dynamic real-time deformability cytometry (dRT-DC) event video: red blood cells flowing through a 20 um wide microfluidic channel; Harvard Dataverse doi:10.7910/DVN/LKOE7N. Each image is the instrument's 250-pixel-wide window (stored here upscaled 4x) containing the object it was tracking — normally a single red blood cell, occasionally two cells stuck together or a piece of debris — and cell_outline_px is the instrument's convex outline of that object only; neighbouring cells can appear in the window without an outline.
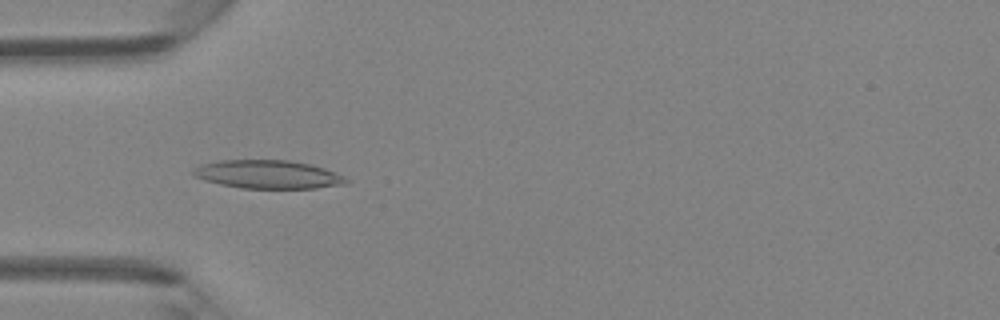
{"species": "Egyptian fruit bat (a non-hibernating species)", "species_latin": "Rousettus aegyptiacus", "temperature_condition": "room temperature", "stored_images_in_passage": 6, "camera_frame_rate_fps": 3000, "um_per_image_px": 0.085, "animal": {"sex": "female"}, "frame": {"image": 1, "passage_image": 6, "time_ms": 1.667, "image_size_px": [1000, 320], "cell_outline_px": [[352, 180], [344, 184], [316, 188], [240, 188], [220, 184], [204, 180], [196, 176], [192, 172], [192, 168], [200, 164], [220, 160], [288, 160], [308, 164], [324, 168], [336, 172]], "centroid_in_image_um": [22.78, 14.82], "position_along_channel_um": 62.2, "area_um2": 25.32}}